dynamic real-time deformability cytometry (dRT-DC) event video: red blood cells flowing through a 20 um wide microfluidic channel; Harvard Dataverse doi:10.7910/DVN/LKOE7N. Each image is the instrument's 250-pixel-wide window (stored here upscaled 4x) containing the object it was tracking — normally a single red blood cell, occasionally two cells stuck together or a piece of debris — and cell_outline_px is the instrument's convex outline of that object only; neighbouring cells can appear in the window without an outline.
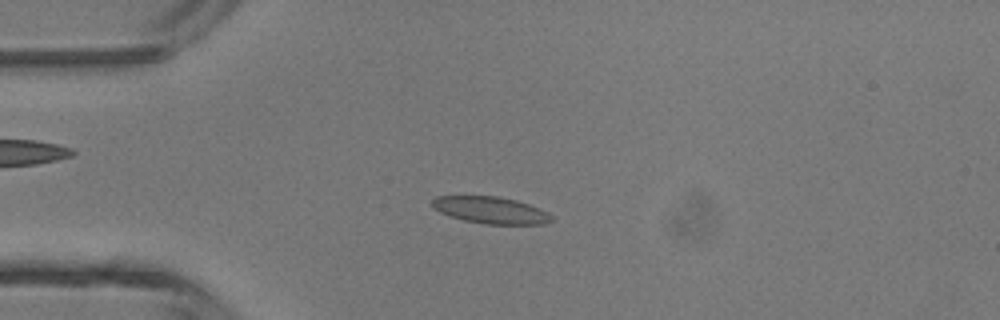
{"species": "common noctule bat (a hibernating species)", "species_latin": "Nyctalus noctula", "temperature_condition": "room temperature", "stored_images_in_passage": 43, "camera_frame_rate_fps": 3000, "um_per_image_px": 0.085, "animal": {"sex": "male", "body_mass_g": 13.3}, "frame": {"image": 1, "passage_image": 11, "time_ms": 3.333, "image_size_px": [1000, 320], "cell_outline_px": [[552, 220], [544, 224], [484, 224], [464, 220], [440, 212], [432, 208], [432, 200], [436, 196], [496, 196], [516, 200], [528, 204], [548, 212], [552, 216]], "centroid_in_image_um": [41.7, 17.86], "position_along_channel_um": 43.3, "area_um2": 18.55}}
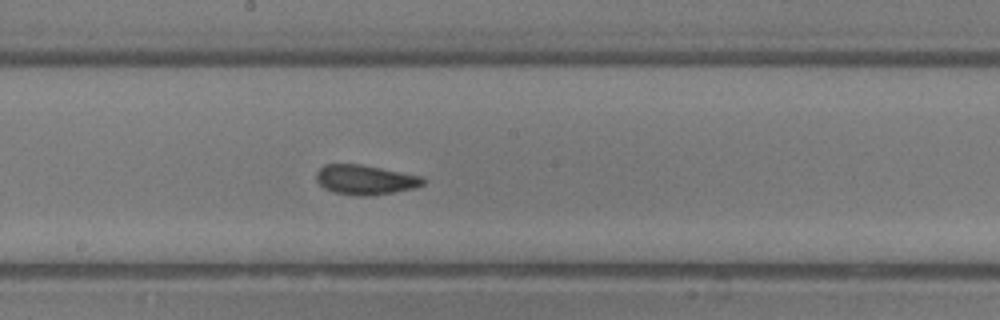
{"frame": {"image": 2, "passage_image": 24, "time_ms": 7.667, "image_size_px": [1000, 320], "cell_outline_px": [[428, 180], [424, 184], [416, 188], [372, 196], [356, 196], [332, 192], [324, 188], [316, 180], [316, 172], [324, 164], [360, 164], [424, 176]], "centroid_in_image_um": [31.08, 15.29], "position_along_channel_um": 217.1, "area_um2": 18.84}}
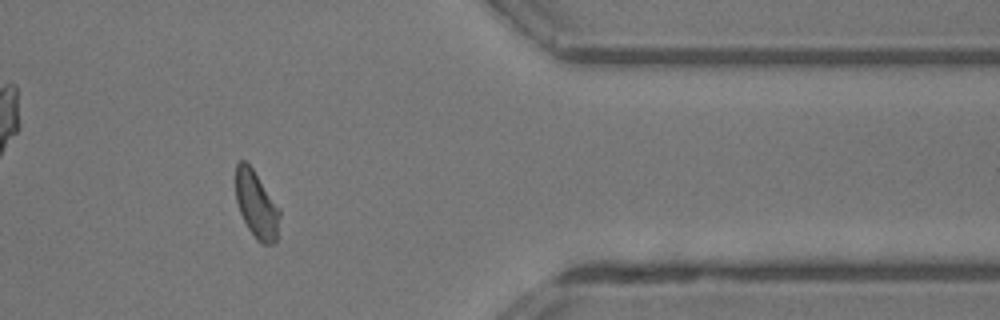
{"frame": {"image": 3, "passage_image": 37, "time_ms": 12.0, "image_size_px": [1000, 320], "cell_outline_px": [[280, 216], [276, 240], [272, 244], [264, 244], [256, 240], [248, 228], [240, 212], [236, 200], [236, 164], [240, 160], [244, 160], [252, 168], [280, 208]], "centroid_in_image_um": [21.8, 17.41], "position_along_channel_um": 389.6, "area_um2": 17.05}}